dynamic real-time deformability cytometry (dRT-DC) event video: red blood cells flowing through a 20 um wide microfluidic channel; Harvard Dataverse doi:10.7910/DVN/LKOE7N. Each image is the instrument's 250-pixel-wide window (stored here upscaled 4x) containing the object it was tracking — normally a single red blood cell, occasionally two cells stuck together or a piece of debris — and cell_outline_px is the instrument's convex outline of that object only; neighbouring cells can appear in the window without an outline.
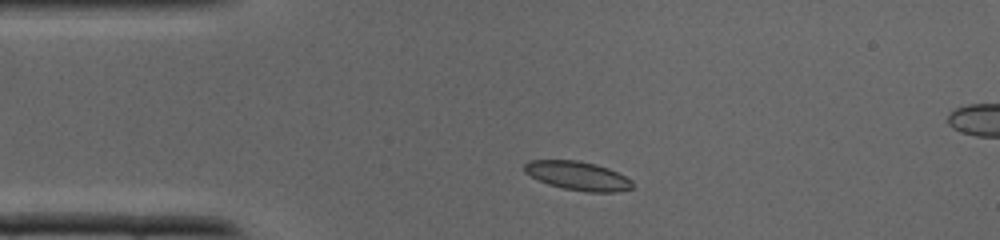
{"species": "common noctule bat (a hibernating species)", "species_latin": "Nyctalus noctula", "temperature_condition": "cold", "stored_images_in_passage": 31, "camera_frame_rate_fps": 3000, "um_per_image_px": 0.085, "animal": {"sex": "male", "body_mass_g": 19.0, "forearm_length_mm": 50.8}, "frame": {"image": 1, "passage_image": 1, "time_ms": 0.0, "image_size_px": [1000, 240], "cell_outline_px": [[636, 188], [616, 192], [584, 192], [564, 188], [548, 184], [524, 172], [524, 164], [528, 160], [576, 160], [596, 164], [608, 168], [632, 180]], "centroid_in_image_um": [49.14, 14.95], "position_along_channel_um": 35.9, "area_um2": 18.21}}
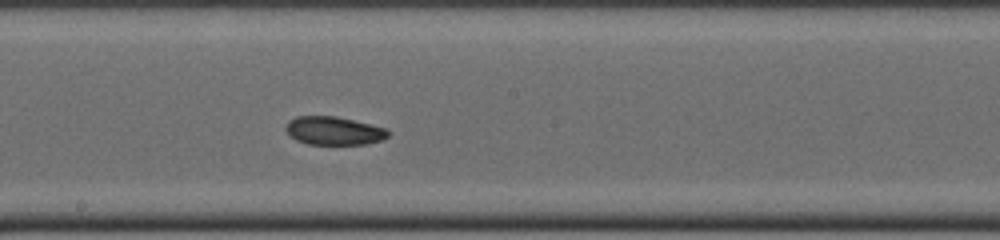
{"frame": {"image": 2, "passage_image": 13, "time_ms": 4.0, "image_size_px": [1000, 240], "cell_outline_px": [[392, 132], [384, 140], [368, 144], [308, 144], [296, 140], [284, 128], [288, 120], [296, 116], [336, 116], [388, 128]], "centroid_in_image_um": [28.43, 11.11], "position_along_channel_um": 219.8, "area_um2": 17.11}}
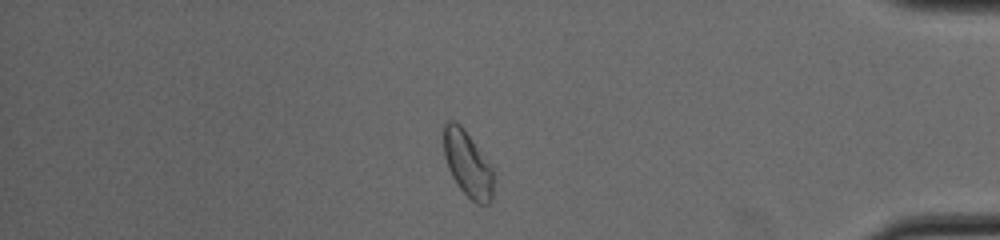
{"frame": {"image": 3, "passage_image": 25, "time_ms": 8.0, "image_size_px": [1000, 240], "cell_outline_px": [[496, 176], [492, 200], [488, 204], [476, 204], [460, 188], [452, 176], [448, 168], [444, 156], [444, 124], [448, 120], [452, 120], [460, 124], [464, 128], [492, 168]], "centroid_in_image_um": [39.78, 13.96], "position_along_channel_um": 395.4, "area_um2": 19.19}}